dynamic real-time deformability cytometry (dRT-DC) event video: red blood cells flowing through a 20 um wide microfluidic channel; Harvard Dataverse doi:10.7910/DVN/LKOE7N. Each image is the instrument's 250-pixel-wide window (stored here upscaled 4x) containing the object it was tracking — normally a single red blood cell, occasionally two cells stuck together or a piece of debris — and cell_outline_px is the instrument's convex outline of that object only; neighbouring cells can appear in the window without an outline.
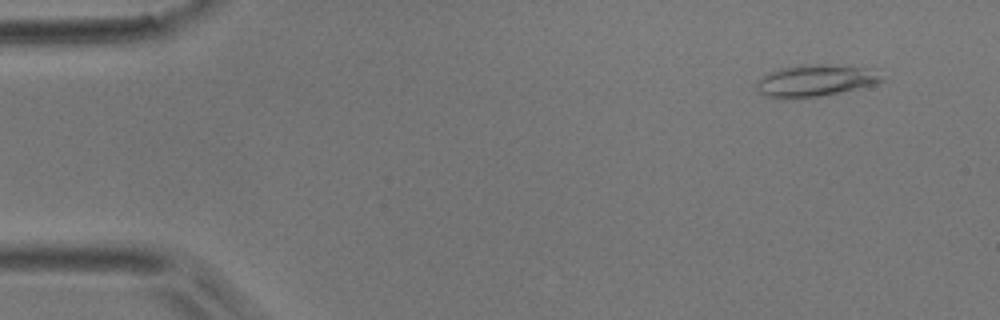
{"species": "common noctule bat (a hibernating species)", "species_latin": "Nyctalus noctula", "temperature_condition": "room temperature", "stored_images_in_passage": 49, "camera_frame_rate_fps": 3000, "um_per_image_px": 0.085, "animal": {"sex": "male", "body_mass_g": 17.9}, "frame": {"image": 1, "passage_image": 2, "time_ms": 0.333, "image_size_px": [1000, 320], "cell_outline_px": [[884, 80], [872, 84], [840, 92], [820, 96], [788, 100], [784, 100], [768, 96], [760, 92], [756, 88], [756, 84], [760, 76], [784, 68], [800, 64], [820, 64], [876, 68]], "centroid_in_image_um": [69.29, 6.85], "position_along_channel_um": 15.7, "area_um2": 23.29}}
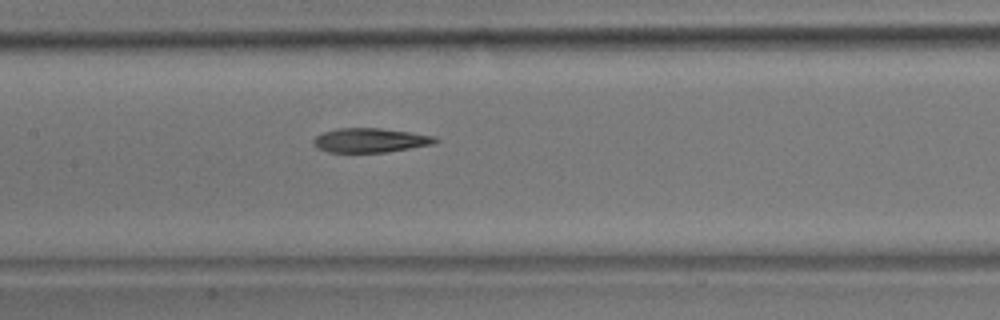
{"frame": {"image": 2, "passage_image": 22, "time_ms": 7.0, "image_size_px": [1000, 320], "cell_outline_px": [[440, 140], [436, 144], [384, 152], [328, 152], [316, 148], [312, 144], [312, 140], [316, 136], [324, 132], [336, 128], [380, 128], [412, 132], [436, 136]], "centroid_in_image_um": [31.49, 11.92], "position_along_channel_um": 175.9, "area_um2": 17.46}}
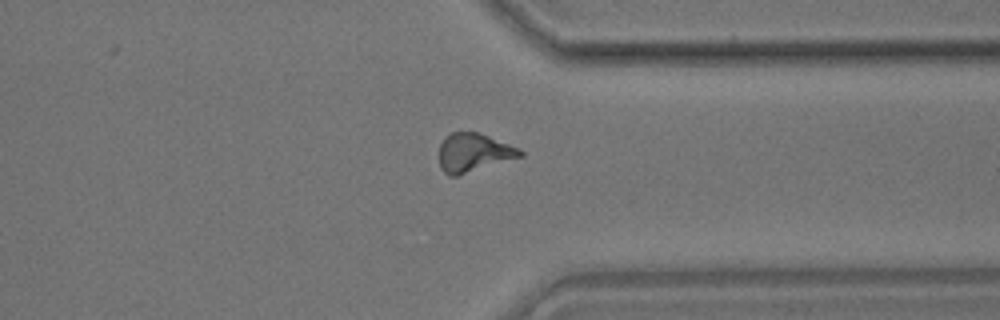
{"frame": {"image": 3, "passage_image": 37, "time_ms": 12.0, "image_size_px": [1000, 320], "cell_outline_px": [[524, 156], [456, 176], [448, 176], [440, 168], [440, 144], [444, 136], [452, 132], [476, 132], [488, 136], [520, 148], [524, 152]], "centroid_in_image_um": [40.26, 12.97], "position_along_channel_um": 371.1, "area_um2": 18.21}, "authors_computed_cell_mechanics": {"area_um2": 18.1492, "velocity_mm_per_s": 3.9442, "shape_relaxation_time_tau1_ms": 11.1435, "shape_relaxation_time_tau2_ms": 3.1946, "deformation_change_tau1": 0.2527, "deformation_change_tau2": 0.1172}}